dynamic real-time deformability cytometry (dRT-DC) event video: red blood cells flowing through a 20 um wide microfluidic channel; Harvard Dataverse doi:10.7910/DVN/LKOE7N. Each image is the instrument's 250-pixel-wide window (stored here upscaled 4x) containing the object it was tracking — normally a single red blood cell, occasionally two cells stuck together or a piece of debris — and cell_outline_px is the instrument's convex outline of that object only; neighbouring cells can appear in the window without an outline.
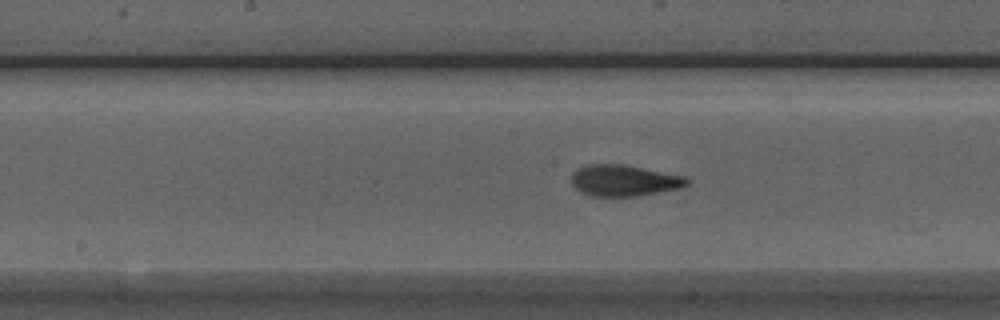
{"species": "Egyptian fruit bat (a non-hibernating species)", "species_latin": "Rousettus aegyptiacus", "temperature_condition": "room temperature", "stored_images_in_passage": 30, "camera_frame_rate_fps": 3000, "um_per_image_px": 0.085, "animal": {"sex": "male"}, "frame": {"image": 1, "passage_image": 25, "time_ms": 8.0, "image_size_px": [1000, 320], "cell_outline_px": [[692, 180], [688, 184], [676, 188], [660, 192], [636, 196], [588, 196], [580, 192], [572, 184], [572, 172], [576, 168], [584, 164], [624, 164], [684, 176]], "centroid_in_image_um": [53.0, 15.33], "position_along_channel_um": 195.2, "area_um2": 21.15}}
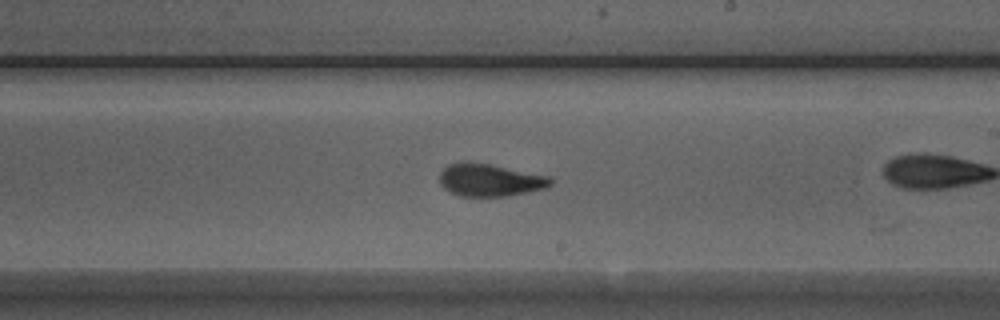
{"frame": {"image": 2, "passage_image": 29, "time_ms": 9.333, "image_size_px": [1000, 320], "cell_outline_px": [[552, 184], [544, 188], [508, 196], [460, 196], [448, 192], [440, 184], [440, 172], [448, 164], [488, 164], [548, 176], [552, 180]], "centroid_in_image_um": [41.62, 15.34], "position_along_channel_um": 247.4, "area_um2": 20.4}}